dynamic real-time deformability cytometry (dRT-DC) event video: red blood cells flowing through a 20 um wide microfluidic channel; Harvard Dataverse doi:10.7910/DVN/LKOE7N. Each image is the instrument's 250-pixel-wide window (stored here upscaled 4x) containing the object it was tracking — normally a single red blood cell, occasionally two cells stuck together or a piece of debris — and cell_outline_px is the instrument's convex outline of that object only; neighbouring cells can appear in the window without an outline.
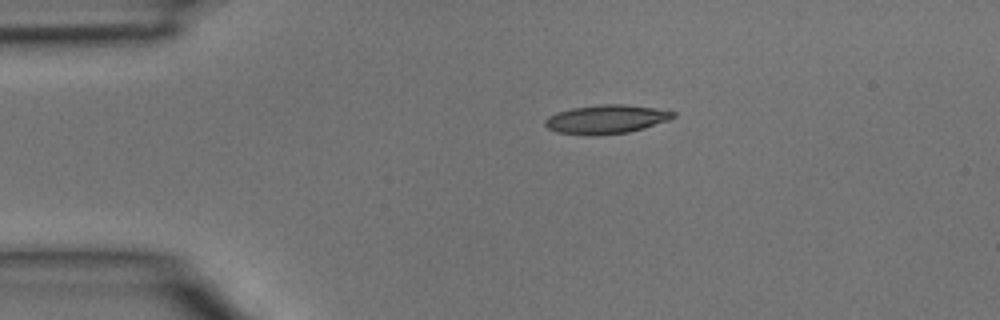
{"species": "common noctule bat (a hibernating species)", "species_latin": "Nyctalus noctula", "temperature_condition": "room temperature", "stored_images_in_passage": 2, "camera_frame_rate_fps": 3000, "um_per_image_px": 0.085, "animal": {"sex": "male", "body_mass_g": 15.6}, "frame": {"image": 1, "passage_image": 1, "time_ms": 0.0, "image_size_px": [1000, 320], "cell_outline_px": [[676, 116], [668, 120], [644, 128], [628, 132], [596, 136], [584, 136], [556, 132], [548, 128], [544, 124], [544, 120], [548, 116], [556, 112], [572, 108], [604, 104], [624, 104], [656, 108], [676, 112]], "centroid_in_image_um": [51.5, 10.15], "position_along_channel_um": 33.5, "area_um2": 21.73}}